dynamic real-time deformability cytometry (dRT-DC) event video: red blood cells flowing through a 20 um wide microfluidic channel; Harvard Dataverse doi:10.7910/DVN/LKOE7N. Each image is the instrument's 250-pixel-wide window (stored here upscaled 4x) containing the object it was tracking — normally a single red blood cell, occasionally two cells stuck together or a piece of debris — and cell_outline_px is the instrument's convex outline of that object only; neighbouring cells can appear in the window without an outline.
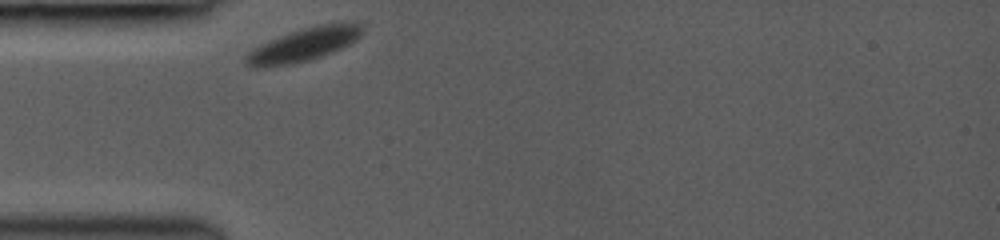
{"species": "common noctule bat (a hibernating species)", "species_latin": "Nyctalus noctula", "temperature_condition": "room temperature", "stored_images_in_passage": 31, "camera_frame_rate_fps": 3000, "um_per_image_px": 0.085, "animal": {"sex": "female", "body_mass_g": 19.0, "forearm_length_mm": 53.3}, "frame": {"image": 1, "passage_image": 1, "time_ms": 0.0, "image_size_px": [1000, 240], "cell_outline_px": [[364, 32], [356, 40], [332, 52], [308, 60], [288, 64], [264, 68], [252, 68], [244, 60], [244, 56], [252, 48], [280, 36], [300, 28], [320, 24], [352, 20], [356, 20], [364, 28]], "centroid_in_image_um": [25.86, 3.76], "position_along_channel_um": 59.1, "area_um2": 22.83}}
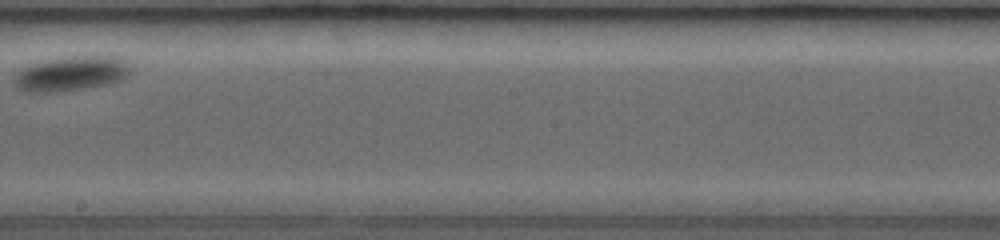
{"frame": {"image": 2, "passage_image": 15, "time_ms": 5.333, "image_size_px": [1000, 240], "cell_outline_px": [[132, 68], [120, 80], [112, 84], [84, 88], [52, 92], [24, 92], [16, 88], [16, 76], [24, 68], [40, 60], [72, 56], [116, 56], [124, 60]], "centroid_in_image_um": [6.07, 6.25], "position_along_channel_um": 242.1, "area_um2": 23.35}}
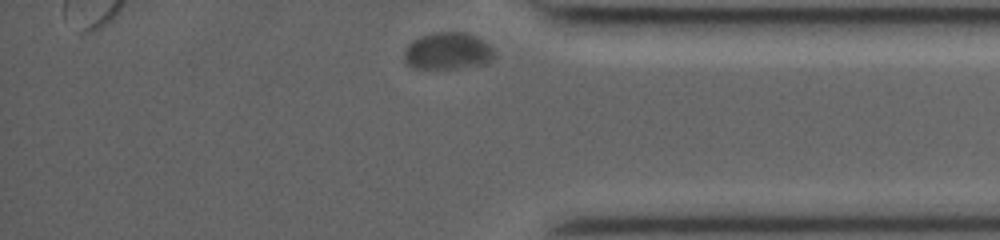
{"frame": {"image": 3, "passage_image": 30, "time_ms": 9.667, "image_size_px": [1000, 240], "cell_outline_px": [[496, 56], [492, 60], [484, 64], [452, 68], [412, 68], [404, 60], [404, 52], [408, 44], [412, 40], [420, 36], [436, 32], [464, 32], [476, 36], [488, 44], [492, 48]], "centroid_in_image_um": [38.05, 4.33], "position_along_channel_um": 397.1, "area_um2": 19.42}, "authors_computed_cell_mechanics": {"area_um2": 21.5016, "velocity_mm_per_s": 3.5464, "shape_relaxation_time_tau1_ms": 1.4369, "shape_relaxation_time_tau2_ms": null, "deformation_change_tau1": 0.0821, "deformation_change_tau2": null}}